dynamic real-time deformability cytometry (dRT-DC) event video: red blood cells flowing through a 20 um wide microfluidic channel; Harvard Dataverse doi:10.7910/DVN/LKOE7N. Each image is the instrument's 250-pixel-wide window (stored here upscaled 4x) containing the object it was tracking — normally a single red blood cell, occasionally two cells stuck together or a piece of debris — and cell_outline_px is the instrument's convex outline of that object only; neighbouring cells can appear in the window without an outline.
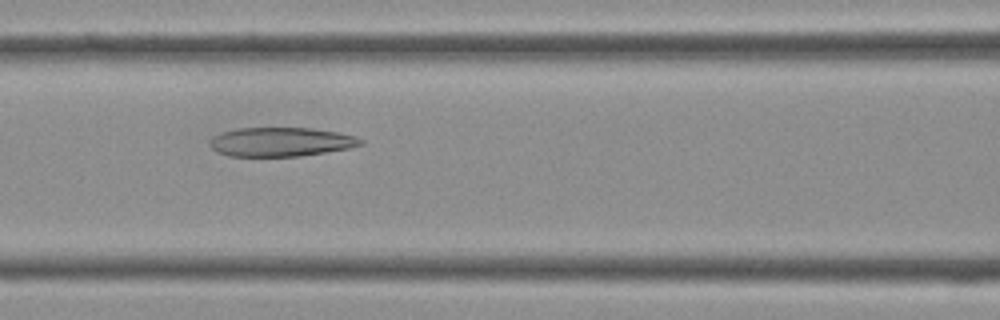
{"species": "Egyptian fruit bat (a non-hibernating species)", "species_latin": "Rousettus aegyptiacus", "temperature_condition": "cold", "stored_images_in_passage": 40, "camera_frame_rate_fps": 3000, "um_per_image_px": 0.085, "frame": {"image": 1, "passage_image": 17, "time_ms": 5.333, "image_size_px": [1000, 320], "cell_outline_px": [[364, 144], [348, 148], [300, 156], [228, 156], [216, 152], [208, 144], [208, 140], [212, 136], [220, 132], [236, 128], [312, 128], [336, 132], [356, 136], [364, 140]], "centroid_in_image_um": [23.82, 12.06], "position_along_channel_um": 142.8, "area_um2": 25.72}}
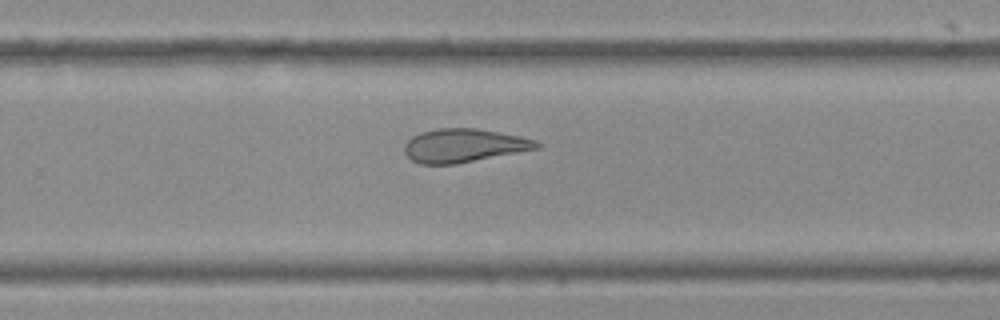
{"frame": {"image": 2, "passage_image": 26, "time_ms": 8.333, "image_size_px": [1000, 320], "cell_outline_px": [[540, 148], [456, 164], [420, 164], [412, 160], [404, 152], [404, 144], [412, 136], [420, 132], [440, 128], [476, 128], [520, 136], [536, 140], [540, 144]], "centroid_in_image_um": [39.41, 12.37], "position_along_channel_um": 290.4, "area_um2": 25.78}}
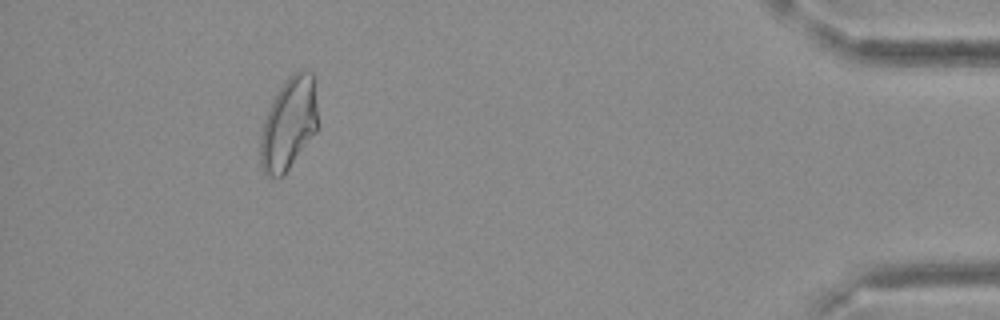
{"frame": {"image": 3, "passage_image": 37, "time_ms": 12.0, "image_size_px": [1000, 320], "cell_outline_px": [[316, 132], [284, 176], [268, 176], [264, 172], [260, 164], [260, 136], [264, 120], [268, 108], [272, 100], [284, 80], [292, 72], [304, 68], [312, 72], [316, 104]], "centroid_in_image_um": [24.52, 10.5], "position_along_channel_um": 410.7, "area_um2": 30.98}}